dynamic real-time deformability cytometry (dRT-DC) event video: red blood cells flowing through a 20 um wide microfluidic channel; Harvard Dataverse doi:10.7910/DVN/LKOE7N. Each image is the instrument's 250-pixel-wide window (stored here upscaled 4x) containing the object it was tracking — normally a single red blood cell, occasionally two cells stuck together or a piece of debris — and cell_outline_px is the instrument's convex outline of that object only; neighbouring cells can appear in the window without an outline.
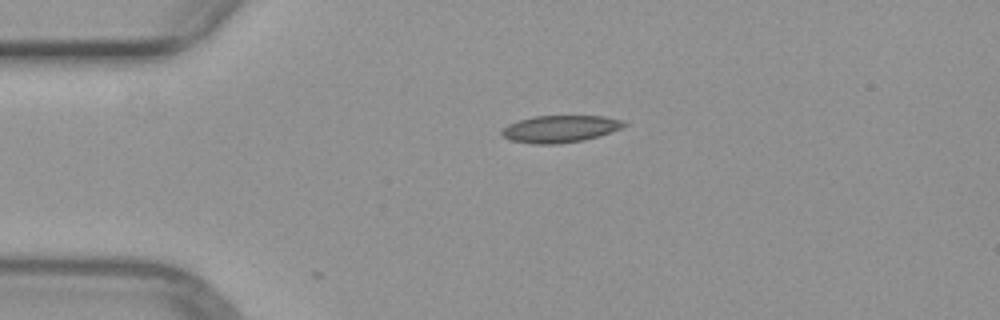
{"species": "common noctule bat (a hibernating species)", "species_latin": "Nyctalus noctula", "temperature_condition": "warm", "stored_images_in_passage": 12, "camera_frame_rate_fps": 3000, "um_per_image_px": 0.085, "animal": {"sex": "female", "body_mass_g": 29.2, "forearm_length_mm": 56.3}, "frame": {"image": 1, "passage_image": 1, "time_ms": 0.0, "image_size_px": [1000, 320], "cell_outline_px": [[628, 124], [620, 128], [600, 136], [584, 140], [556, 144], [532, 144], [512, 140], [504, 136], [500, 132], [508, 124], [516, 120], [536, 116], [604, 116], [624, 120]], "centroid_in_image_um": [47.62, 10.95], "position_along_channel_um": 37.4, "area_um2": 19.31}}
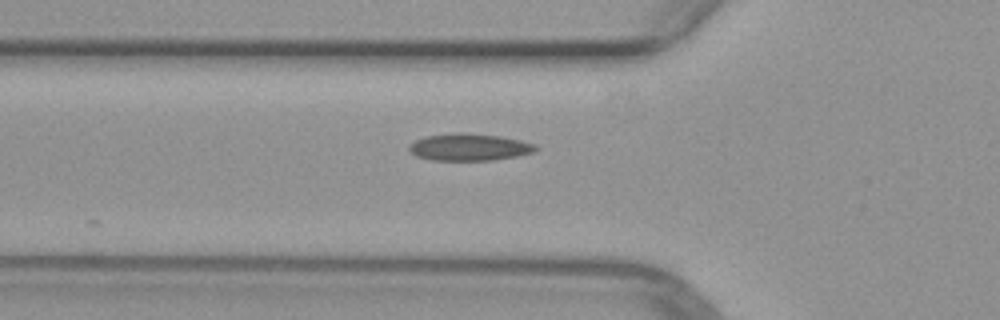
{"frame": {"image": 2, "passage_image": 7, "time_ms": 2.0, "image_size_px": [1000, 320], "cell_outline_px": [[540, 148], [532, 152], [516, 156], [492, 160], [432, 160], [416, 156], [408, 148], [416, 140], [424, 136], [452, 132], [464, 132], [500, 136], [520, 140], [536, 144]], "centroid_in_image_um": [39.9, 12.49], "position_along_channel_um": 85.9, "area_um2": 20.0}}
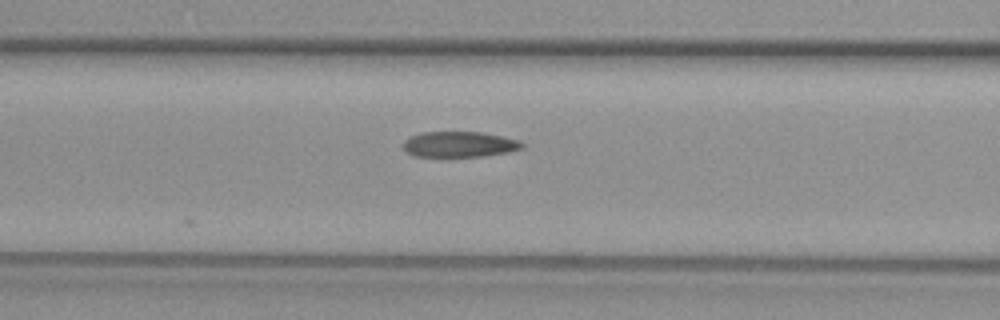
{"frame": {"image": 3, "passage_image": 10, "time_ms": 3.0, "image_size_px": [1000, 320], "cell_outline_px": [[524, 148], [508, 152], [484, 156], [412, 156], [404, 148], [404, 140], [420, 132], [480, 132], [500, 136], [516, 140], [524, 144]], "centroid_in_image_um": [39.04, 12.27], "position_along_channel_um": 127.6, "area_um2": 17.51}}